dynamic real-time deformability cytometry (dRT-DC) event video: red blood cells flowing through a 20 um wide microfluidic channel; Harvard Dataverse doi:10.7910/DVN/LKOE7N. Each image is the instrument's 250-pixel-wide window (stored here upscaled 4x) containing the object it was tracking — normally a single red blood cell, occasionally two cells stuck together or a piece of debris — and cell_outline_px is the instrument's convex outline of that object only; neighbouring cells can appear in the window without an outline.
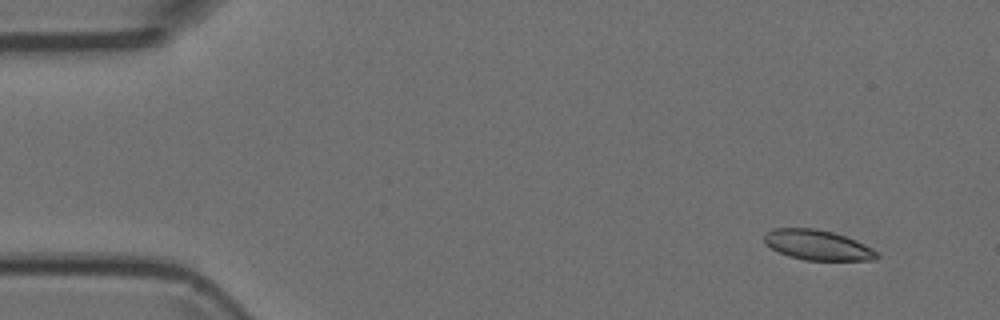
{"species": "Egyptian fruit bat (a non-hibernating species)", "species_latin": "Rousettus aegyptiacus", "temperature_condition": "room temperature", "stored_images_in_passage": 3, "camera_frame_rate_fps": 3000, "um_per_image_px": 0.085, "animal": {"sex": "female"}, "frame": {"image": 1, "passage_image": 1, "time_ms": 0.0, "image_size_px": [1000, 320], "cell_outline_px": [[880, 256], [876, 260], [804, 260], [788, 256], [764, 244], [764, 236], [772, 228], [816, 228], [832, 232], [856, 240], [872, 248]], "centroid_in_image_um": [69.49, 20.83], "position_along_channel_um": 15.5, "area_um2": 19.71}}